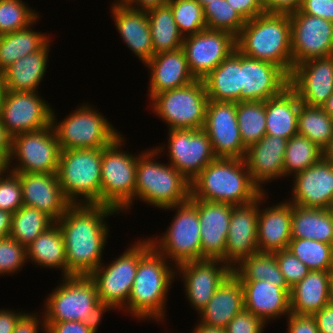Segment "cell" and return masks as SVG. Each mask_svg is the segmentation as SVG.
I'll list each match as a JSON object with an SVG mask.
<instances>
[{"mask_svg": "<svg viewBox=\"0 0 333 333\" xmlns=\"http://www.w3.org/2000/svg\"><path fill=\"white\" fill-rule=\"evenodd\" d=\"M118 215L107 205H70L56 221L65 242L67 277L89 276L104 261L110 237L107 219Z\"/></svg>", "mask_w": 333, "mask_h": 333, "instance_id": "6da1fadb", "label": "cell"}, {"mask_svg": "<svg viewBox=\"0 0 333 333\" xmlns=\"http://www.w3.org/2000/svg\"><path fill=\"white\" fill-rule=\"evenodd\" d=\"M232 273L233 269L222 260H195L176 267V280L183 282L186 301L198 314Z\"/></svg>", "mask_w": 333, "mask_h": 333, "instance_id": "e0dca14e", "label": "cell"}, {"mask_svg": "<svg viewBox=\"0 0 333 333\" xmlns=\"http://www.w3.org/2000/svg\"><path fill=\"white\" fill-rule=\"evenodd\" d=\"M298 134L307 137L320 149H324L333 136V119L322 107L300 105Z\"/></svg>", "mask_w": 333, "mask_h": 333, "instance_id": "7bdbcfd3", "label": "cell"}, {"mask_svg": "<svg viewBox=\"0 0 333 333\" xmlns=\"http://www.w3.org/2000/svg\"><path fill=\"white\" fill-rule=\"evenodd\" d=\"M197 324L195 323V327L190 333H227L225 328H219V327H211L208 325H205L203 323H200L198 320Z\"/></svg>", "mask_w": 333, "mask_h": 333, "instance_id": "003e7915", "label": "cell"}, {"mask_svg": "<svg viewBox=\"0 0 333 333\" xmlns=\"http://www.w3.org/2000/svg\"><path fill=\"white\" fill-rule=\"evenodd\" d=\"M167 133V144L159 143L154 148L161 156L167 152L168 163L190 182L217 158L204 129L168 130Z\"/></svg>", "mask_w": 333, "mask_h": 333, "instance_id": "4fadbf2b", "label": "cell"}, {"mask_svg": "<svg viewBox=\"0 0 333 333\" xmlns=\"http://www.w3.org/2000/svg\"><path fill=\"white\" fill-rule=\"evenodd\" d=\"M208 95L203 80L154 95L148 102L167 130L203 129Z\"/></svg>", "mask_w": 333, "mask_h": 333, "instance_id": "7c38bea8", "label": "cell"}, {"mask_svg": "<svg viewBox=\"0 0 333 333\" xmlns=\"http://www.w3.org/2000/svg\"><path fill=\"white\" fill-rule=\"evenodd\" d=\"M278 266L287 285L292 288L309 272V268L302 263L290 250L283 249L274 252Z\"/></svg>", "mask_w": 333, "mask_h": 333, "instance_id": "816d5d0a", "label": "cell"}, {"mask_svg": "<svg viewBox=\"0 0 333 333\" xmlns=\"http://www.w3.org/2000/svg\"><path fill=\"white\" fill-rule=\"evenodd\" d=\"M245 20H250L264 14L261 0H226Z\"/></svg>", "mask_w": 333, "mask_h": 333, "instance_id": "680465c9", "label": "cell"}, {"mask_svg": "<svg viewBox=\"0 0 333 333\" xmlns=\"http://www.w3.org/2000/svg\"><path fill=\"white\" fill-rule=\"evenodd\" d=\"M10 154L11 151L0 150V174H9L11 172Z\"/></svg>", "mask_w": 333, "mask_h": 333, "instance_id": "a7ac6f4b", "label": "cell"}, {"mask_svg": "<svg viewBox=\"0 0 333 333\" xmlns=\"http://www.w3.org/2000/svg\"><path fill=\"white\" fill-rule=\"evenodd\" d=\"M243 286L244 309L250 311L266 325L290 312L289 293L265 280H239ZM284 316V317H283ZM272 320V321H271Z\"/></svg>", "mask_w": 333, "mask_h": 333, "instance_id": "f546056e", "label": "cell"}, {"mask_svg": "<svg viewBox=\"0 0 333 333\" xmlns=\"http://www.w3.org/2000/svg\"><path fill=\"white\" fill-rule=\"evenodd\" d=\"M287 139L278 136L265 135L257 143L246 150L244 161L251 174L252 181L267 192L268 183L283 179V163Z\"/></svg>", "mask_w": 333, "mask_h": 333, "instance_id": "4316f807", "label": "cell"}, {"mask_svg": "<svg viewBox=\"0 0 333 333\" xmlns=\"http://www.w3.org/2000/svg\"><path fill=\"white\" fill-rule=\"evenodd\" d=\"M189 70L196 80H203L236 47V37L223 30L204 29L184 37L182 43Z\"/></svg>", "mask_w": 333, "mask_h": 333, "instance_id": "ac0fdd59", "label": "cell"}, {"mask_svg": "<svg viewBox=\"0 0 333 333\" xmlns=\"http://www.w3.org/2000/svg\"><path fill=\"white\" fill-rule=\"evenodd\" d=\"M323 157V150L307 137L296 134L287 140L283 163L284 179L315 165Z\"/></svg>", "mask_w": 333, "mask_h": 333, "instance_id": "ee69618b", "label": "cell"}, {"mask_svg": "<svg viewBox=\"0 0 333 333\" xmlns=\"http://www.w3.org/2000/svg\"><path fill=\"white\" fill-rule=\"evenodd\" d=\"M140 151L136 169L135 200L153 208H164L184 203L190 199L191 184L177 169L154 148Z\"/></svg>", "mask_w": 333, "mask_h": 333, "instance_id": "5b68a950", "label": "cell"}, {"mask_svg": "<svg viewBox=\"0 0 333 333\" xmlns=\"http://www.w3.org/2000/svg\"><path fill=\"white\" fill-rule=\"evenodd\" d=\"M60 147L52 125L12 137L13 173H57Z\"/></svg>", "mask_w": 333, "mask_h": 333, "instance_id": "5bb4252c", "label": "cell"}, {"mask_svg": "<svg viewBox=\"0 0 333 333\" xmlns=\"http://www.w3.org/2000/svg\"><path fill=\"white\" fill-rule=\"evenodd\" d=\"M329 271H310L290 291V312L313 316L329 304Z\"/></svg>", "mask_w": 333, "mask_h": 333, "instance_id": "d6a6232c", "label": "cell"}, {"mask_svg": "<svg viewBox=\"0 0 333 333\" xmlns=\"http://www.w3.org/2000/svg\"><path fill=\"white\" fill-rule=\"evenodd\" d=\"M332 218H333V202L330 204L329 208H328Z\"/></svg>", "mask_w": 333, "mask_h": 333, "instance_id": "11e5206c", "label": "cell"}, {"mask_svg": "<svg viewBox=\"0 0 333 333\" xmlns=\"http://www.w3.org/2000/svg\"><path fill=\"white\" fill-rule=\"evenodd\" d=\"M196 1L204 8L206 5L216 0H196Z\"/></svg>", "mask_w": 333, "mask_h": 333, "instance_id": "34e18365", "label": "cell"}, {"mask_svg": "<svg viewBox=\"0 0 333 333\" xmlns=\"http://www.w3.org/2000/svg\"><path fill=\"white\" fill-rule=\"evenodd\" d=\"M144 67L150 72L148 100L156 94L184 87L196 80L189 70L182 47L155 54Z\"/></svg>", "mask_w": 333, "mask_h": 333, "instance_id": "f1b7e54d", "label": "cell"}, {"mask_svg": "<svg viewBox=\"0 0 333 333\" xmlns=\"http://www.w3.org/2000/svg\"><path fill=\"white\" fill-rule=\"evenodd\" d=\"M176 267L151 247L140 259L126 306L121 310L137 321L165 322L168 295ZM157 321V322H156Z\"/></svg>", "mask_w": 333, "mask_h": 333, "instance_id": "7a4b0ae2", "label": "cell"}, {"mask_svg": "<svg viewBox=\"0 0 333 333\" xmlns=\"http://www.w3.org/2000/svg\"><path fill=\"white\" fill-rule=\"evenodd\" d=\"M203 82L209 100L241 102V52L233 51Z\"/></svg>", "mask_w": 333, "mask_h": 333, "instance_id": "836d02e7", "label": "cell"}, {"mask_svg": "<svg viewBox=\"0 0 333 333\" xmlns=\"http://www.w3.org/2000/svg\"><path fill=\"white\" fill-rule=\"evenodd\" d=\"M285 319H287L286 333H319L313 316L290 313Z\"/></svg>", "mask_w": 333, "mask_h": 333, "instance_id": "11a10c76", "label": "cell"}, {"mask_svg": "<svg viewBox=\"0 0 333 333\" xmlns=\"http://www.w3.org/2000/svg\"><path fill=\"white\" fill-rule=\"evenodd\" d=\"M0 150L11 151L12 150V136L8 133L5 126L0 121Z\"/></svg>", "mask_w": 333, "mask_h": 333, "instance_id": "03108f58", "label": "cell"}, {"mask_svg": "<svg viewBox=\"0 0 333 333\" xmlns=\"http://www.w3.org/2000/svg\"><path fill=\"white\" fill-rule=\"evenodd\" d=\"M207 29L223 30L237 37L246 20L226 0H216L204 7Z\"/></svg>", "mask_w": 333, "mask_h": 333, "instance_id": "7dc6e473", "label": "cell"}, {"mask_svg": "<svg viewBox=\"0 0 333 333\" xmlns=\"http://www.w3.org/2000/svg\"><path fill=\"white\" fill-rule=\"evenodd\" d=\"M289 86L301 103L322 107L333 93V56L309 59L296 65Z\"/></svg>", "mask_w": 333, "mask_h": 333, "instance_id": "ffe728a7", "label": "cell"}, {"mask_svg": "<svg viewBox=\"0 0 333 333\" xmlns=\"http://www.w3.org/2000/svg\"><path fill=\"white\" fill-rule=\"evenodd\" d=\"M27 262L25 246L10 236L0 239V277L20 273Z\"/></svg>", "mask_w": 333, "mask_h": 333, "instance_id": "681fc988", "label": "cell"}, {"mask_svg": "<svg viewBox=\"0 0 333 333\" xmlns=\"http://www.w3.org/2000/svg\"><path fill=\"white\" fill-rule=\"evenodd\" d=\"M24 0H0V35L28 27L40 15Z\"/></svg>", "mask_w": 333, "mask_h": 333, "instance_id": "c3c4849f", "label": "cell"}, {"mask_svg": "<svg viewBox=\"0 0 333 333\" xmlns=\"http://www.w3.org/2000/svg\"><path fill=\"white\" fill-rule=\"evenodd\" d=\"M102 148L61 150L57 177L71 205L101 204Z\"/></svg>", "mask_w": 333, "mask_h": 333, "instance_id": "ba28073f", "label": "cell"}, {"mask_svg": "<svg viewBox=\"0 0 333 333\" xmlns=\"http://www.w3.org/2000/svg\"><path fill=\"white\" fill-rule=\"evenodd\" d=\"M175 211L172 221L160 236L147 237L152 247L175 267L201 260V235L197 207L190 201L164 208Z\"/></svg>", "mask_w": 333, "mask_h": 333, "instance_id": "8fae6325", "label": "cell"}, {"mask_svg": "<svg viewBox=\"0 0 333 333\" xmlns=\"http://www.w3.org/2000/svg\"><path fill=\"white\" fill-rule=\"evenodd\" d=\"M167 4L183 37L207 28L204 8L196 0H169Z\"/></svg>", "mask_w": 333, "mask_h": 333, "instance_id": "bcb514c9", "label": "cell"}, {"mask_svg": "<svg viewBox=\"0 0 333 333\" xmlns=\"http://www.w3.org/2000/svg\"><path fill=\"white\" fill-rule=\"evenodd\" d=\"M130 8L147 11L158 6L166 5L169 0H121Z\"/></svg>", "mask_w": 333, "mask_h": 333, "instance_id": "be15d7a7", "label": "cell"}, {"mask_svg": "<svg viewBox=\"0 0 333 333\" xmlns=\"http://www.w3.org/2000/svg\"><path fill=\"white\" fill-rule=\"evenodd\" d=\"M289 17L293 68L309 59L333 56V22L300 10Z\"/></svg>", "mask_w": 333, "mask_h": 333, "instance_id": "2e32d148", "label": "cell"}, {"mask_svg": "<svg viewBox=\"0 0 333 333\" xmlns=\"http://www.w3.org/2000/svg\"><path fill=\"white\" fill-rule=\"evenodd\" d=\"M289 199L293 205L328 209L333 202V164L323 157L311 167L294 175ZM292 195V196H291Z\"/></svg>", "mask_w": 333, "mask_h": 333, "instance_id": "603a6c76", "label": "cell"}, {"mask_svg": "<svg viewBox=\"0 0 333 333\" xmlns=\"http://www.w3.org/2000/svg\"><path fill=\"white\" fill-rule=\"evenodd\" d=\"M290 250L310 271H333V245L312 239H291Z\"/></svg>", "mask_w": 333, "mask_h": 333, "instance_id": "f6af8a7d", "label": "cell"}, {"mask_svg": "<svg viewBox=\"0 0 333 333\" xmlns=\"http://www.w3.org/2000/svg\"><path fill=\"white\" fill-rule=\"evenodd\" d=\"M97 328L80 321L46 322V333H97Z\"/></svg>", "mask_w": 333, "mask_h": 333, "instance_id": "6f0895ef", "label": "cell"}, {"mask_svg": "<svg viewBox=\"0 0 333 333\" xmlns=\"http://www.w3.org/2000/svg\"><path fill=\"white\" fill-rule=\"evenodd\" d=\"M20 179L23 205L59 220L71 205L65 198L57 173H15Z\"/></svg>", "mask_w": 333, "mask_h": 333, "instance_id": "83f0119b", "label": "cell"}, {"mask_svg": "<svg viewBox=\"0 0 333 333\" xmlns=\"http://www.w3.org/2000/svg\"><path fill=\"white\" fill-rule=\"evenodd\" d=\"M329 304L333 305V271L330 277Z\"/></svg>", "mask_w": 333, "mask_h": 333, "instance_id": "753ad0ef", "label": "cell"}, {"mask_svg": "<svg viewBox=\"0 0 333 333\" xmlns=\"http://www.w3.org/2000/svg\"><path fill=\"white\" fill-rule=\"evenodd\" d=\"M323 158L333 164V136L329 144L323 149Z\"/></svg>", "mask_w": 333, "mask_h": 333, "instance_id": "89a4df30", "label": "cell"}, {"mask_svg": "<svg viewBox=\"0 0 333 333\" xmlns=\"http://www.w3.org/2000/svg\"><path fill=\"white\" fill-rule=\"evenodd\" d=\"M299 10L333 22V0H303Z\"/></svg>", "mask_w": 333, "mask_h": 333, "instance_id": "9f6ffc18", "label": "cell"}, {"mask_svg": "<svg viewBox=\"0 0 333 333\" xmlns=\"http://www.w3.org/2000/svg\"><path fill=\"white\" fill-rule=\"evenodd\" d=\"M203 129L217 158L244 159L247 148L240 137L236 102L208 100Z\"/></svg>", "mask_w": 333, "mask_h": 333, "instance_id": "d6986e66", "label": "cell"}, {"mask_svg": "<svg viewBox=\"0 0 333 333\" xmlns=\"http://www.w3.org/2000/svg\"><path fill=\"white\" fill-rule=\"evenodd\" d=\"M0 308V333H13L18 320L27 312Z\"/></svg>", "mask_w": 333, "mask_h": 333, "instance_id": "94428289", "label": "cell"}, {"mask_svg": "<svg viewBox=\"0 0 333 333\" xmlns=\"http://www.w3.org/2000/svg\"><path fill=\"white\" fill-rule=\"evenodd\" d=\"M190 184L192 198L233 206L249 204L263 194L244 159L238 158H216Z\"/></svg>", "mask_w": 333, "mask_h": 333, "instance_id": "3957f363", "label": "cell"}, {"mask_svg": "<svg viewBox=\"0 0 333 333\" xmlns=\"http://www.w3.org/2000/svg\"><path fill=\"white\" fill-rule=\"evenodd\" d=\"M5 92H6V87H5V83H4L3 74L0 72V106L3 102Z\"/></svg>", "mask_w": 333, "mask_h": 333, "instance_id": "8c879c8a", "label": "cell"}, {"mask_svg": "<svg viewBox=\"0 0 333 333\" xmlns=\"http://www.w3.org/2000/svg\"><path fill=\"white\" fill-rule=\"evenodd\" d=\"M266 325L246 309L239 312L226 326L227 333H264Z\"/></svg>", "mask_w": 333, "mask_h": 333, "instance_id": "f5cc1de1", "label": "cell"}, {"mask_svg": "<svg viewBox=\"0 0 333 333\" xmlns=\"http://www.w3.org/2000/svg\"><path fill=\"white\" fill-rule=\"evenodd\" d=\"M290 76L274 63L241 53V101H266L289 87Z\"/></svg>", "mask_w": 333, "mask_h": 333, "instance_id": "44dd1931", "label": "cell"}, {"mask_svg": "<svg viewBox=\"0 0 333 333\" xmlns=\"http://www.w3.org/2000/svg\"><path fill=\"white\" fill-rule=\"evenodd\" d=\"M233 274L239 280H265L284 288L289 294L291 291L280 271L274 253L256 252L250 255L233 268Z\"/></svg>", "mask_w": 333, "mask_h": 333, "instance_id": "ab89813d", "label": "cell"}, {"mask_svg": "<svg viewBox=\"0 0 333 333\" xmlns=\"http://www.w3.org/2000/svg\"><path fill=\"white\" fill-rule=\"evenodd\" d=\"M27 260L35 267L59 269L60 277H67L65 242L57 222L26 246Z\"/></svg>", "mask_w": 333, "mask_h": 333, "instance_id": "d590c367", "label": "cell"}, {"mask_svg": "<svg viewBox=\"0 0 333 333\" xmlns=\"http://www.w3.org/2000/svg\"><path fill=\"white\" fill-rule=\"evenodd\" d=\"M75 108L60 121L55 108L52 111L51 125L61 150L104 148L122 134L93 103Z\"/></svg>", "mask_w": 333, "mask_h": 333, "instance_id": "9c48e42d", "label": "cell"}, {"mask_svg": "<svg viewBox=\"0 0 333 333\" xmlns=\"http://www.w3.org/2000/svg\"><path fill=\"white\" fill-rule=\"evenodd\" d=\"M7 174H0V180Z\"/></svg>", "mask_w": 333, "mask_h": 333, "instance_id": "2a66077c", "label": "cell"}, {"mask_svg": "<svg viewBox=\"0 0 333 333\" xmlns=\"http://www.w3.org/2000/svg\"><path fill=\"white\" fill-rule=\"evenodd\" d=\"M55 222L45 212L23 205L12 214L9 236L26 247Z\"/></svg>", "mask_w": 333, "mask_h": 333, "instance_id": "60d3db41", "label": "cell"}, {"mask_svg": "<svg viewBox=\"0 0 333 333\" xmlns=\"http://www.w3.org/2000/svg\"><path fill=\"white\" fill-rule=\"evenodd\" d=\"M12 213L0 210V239L8 237L11 232Z\"/></svg>", "mask_w": 333, "mask_h": 333, "instance_id": "e7e4bbea", "label": "cell"}, {"mask_svg": "<svg viewBox=\"0 0 333 333\" xmlns=\"http://www.w3.org/2000/svg\"><path fill=\"white\" fill-rule=\"evenodd\" d=\"M268 192L259 197L257 244L259 252L288 249L291 240L292 203L286 198L269 206ZM263 205V206H262Z\"/></svg>", "mask_w": 333, "mask_h": 333, "instance_id": "d4e9b609", "label": "cell"}, {"mask_svg": "<svg viewBox=\"0 0 333 333\" xmlns=\"http://www.w3.org/2000/svg\"><path fill=\"white\" fill-rule=\"evenodd\" d=\"M244 309L243 286L232 273L215 291L208 304L198 313V321L211 327L226 328Z\"/></svg>", "mask_w": 333, "mask_h": 333, "instance_id": "4dcf8cb0", "label": "cell"}, {"mask_svg": "<svg viewBox=\"0 0 333 333\" xmlns=\"http://www.w3.org/2000/svg\"><path fill=\"white\" fill-rule=\"evenodd\" d=\"M319 333H333V305L328 304L313 315Z\"/></svg>", "mask_w": 333, "mask_h": 333, "instance_id": "6125c7cd", "label": "cell"}, {"mask_svg": "<svg viewBox=\"0 0 333 333\" xmlns=\"http://www.w3.org/2000/svg\"><path fill=\"white\" fill-rule=\"evenodd\" d=\"M198 210L201 235V260H222L225 249L233 205L220 202L189 199Z\"/></svg>", "mask_w": 333, "mask_h": 333, "instance_id": "7402d4cb", "label": "cell"}, {"mask_svg": "<svg viewBox=\"0 0 333 333\" xmlns=\"http://www.w3.org/2000/svg\"><path fill=\"white\" fill-rule=\"evenodd\" d=\"M322 109L333 119V93L327 98Z\"/></svg>", "mask_w": 333, "mask_h": 333, "instance_id": "2644e50d", "label": "cell"}, {"mask_svg": "<svg viewBox=\"0 0 333 333\" xmlns=\"http://www.w3.org/2000/svg\"><path fill=\"white\" fill-rule=\"evenodd\" d=\"M39 16L28 27L0 35V72L25 55L42 49L50 40L52 33L35 30Z\"/></svg>", "mask_w": 333, "mask_h": 333, "instance_id": "8d00e7d4", "label": "cell"}, {"mask_svg": "<svg viewBox=\"0 0 333 333\" xmlns=\"http://www.w3.org/2000/svg\"><path fill=\"white\" fill-rule=\"evenodd\" d=\"M38 92L6 90L0 106V121L12 137L51 125L53 106Z\"/></svg>", "mask_w": 333, "mask_h": 333, "instance_id": "9a60e30c", "label": "cell"}, {"mask_svg": "<svg viewBox=\"0 0 333 333\" xmlns=\"http://www.w3.org/2000/svg\"><path fill=\"white\" fill-rule=\"evenodd\" d=\"M258 215L259 198L249 204L232 208L225 249V263L232 269L243 259L259 252Z\"/></svg>", "mask_w": 333, "mask_h": 333, "instance_id": "cb8c5ba5", "label": "cell"}, {"mask_svg": "<svg viewBox=\"0 0 333 333\" xmlns=\"http://www.w3.org/2000/svg\"><path fill=\"white\" fill-rule=\"evenodd\" d=\"M154 55L182 47L180 33L168 4L147 10Z\"/></svg>", "mask_w": 333, "mask_h": 333, "instance_id": "f35d334b", "label": "cell"}, {"mask_svg": "<svg viewBox=\"0 0 333 333\" xmlns=\"http://www.w3.org/2000/svg\"><path fill=\"white\" fill-rule=\"evenodd\" d=\"M142 238L134 239L122 254L107 264L103 261L89 275L96 284L99 300L108 311L121 312L129 300L139 259L152 247L147 236Z\"/></svg>", "mask_w": 333, "mask_h": 333, "instance_id": "30bf717a", "label": "cell"}, {"mask_svg": "<svg viewBox=\"0 0 333 333\" xmlns=\"http://www.w3.org/2000/svg\"><path fill=\"white\" fill-rule=\"evenodd\" d=\"M60 279L56 288L44 298L45 322L80 321L98 329L109 311L98 298L95 282L89 276Z\"/></svg>", "mask_w": 333, "mask_h": 333, "instance_id": "8992f818", "label": "cell"}, {"mask_svg": "<svg viewBox=\"0 0 333 333\" xmlns=\"http://www.w3.org/2000/svg\"><path fill=\"white\" fill-rule=\"evenodd\" d=\"M266 13L290 14L300 9L303 0H261Z\"/></svg>", "mask_w": 333, "mask_h": 333, "instance_id": "91938a15", "label": "cell"}, {"mask_svg": "<svg viewBox=\"0 0 333 333\" xmlns=\"http://www.w3.org/2000/svg\"><path fill=\"white\" fill-rule=\"evenodd\" d=\"M236 47L244 56L274 63L290 76L293 56L289 14L265 12L246 20L236 37Z\"/></svg>", "mask_w": 333, "mask_h": 333, "instance_id": "277c9868", "label": "cell"}, {"mask_svg": "<svg viewBox=\"0 0 333 333\" xmlns=\"http://www.w3.org/2000/svg\"><path fill=\"white\" fill-rule=\"evenodd\" d=\"M126 135L120 134L102 148L101 205L127 214L135 203L138 154L125 151Z\"/></svg>", "mask_w": 333, "mask_h": 333, "instance_id": "52a82bcc", "label": "cell"}, {"mask_svg": "<svg viewBox=\"0 0 333 333\" xmlns=\"http://www.w3.org/2000/svg\"><path fill=\"white\" fill-rule=\"evenodd\" d=\"M301 101L289 86L281 94L266 100V135L290 139L298 134Z\"/></svg>", "mask_w": 333, "mask_h": 333, "instance_id": "e575fe53", "label": "cell"}, {"mask_svg": "<svg viewBox=\"0 0 333 333\" xmlns=\"http://www.w3.org/2000/svg\"><path fill=\"white\" fill-rule=\"evenodd\" d=\"M241 140L246 148L266 135V101L236 102Z\"/></svg>", "mask_w": 333, "mask_h": 333, "instance_id": "b9f144b4", "label": "cell"}, {"mask_svg": "<svg viewBox=\"0 0 333 333\" xmlns=\"http://www.w3.org/2000/svg\"><path fill=\"white\" fill-rule=\"evenodd\" d=\"M41 314V315H40ZM46 333L44 315L39 310L26 312L17 322L13 333Z\"/></svg>", "mask_w": 333, "mask_h": 333, "instance_id": "db71d44e", "label": "cell"}, {"mask_svg": "<svg viewBox=\"0 0 333 333\" xmlns=\"http://www.w3.org/2000/svg\"><path fill=\"white\" fill-rule=\"evenodd\" d=\"M300 238L333 245V218L329 210L292 204L291 239Z\"/></svg>", "mask_w": 333, "mask_h": 333, "instance_id": "74e56055", "label": "cell"}, {"mask_svg": "<svg viewBox=\"0 0 333 333\" xmlns=\"http://www.w3.org/2000/svg\"><path fill=\"white\" fill-rule=\"evenodd\" d=\"M109 8L122 41L144 65L154 56L147 11L130 8L121 0L112 1Z\"/></svg>", "mask_w": 333, "mask_h": 333, "instance_id": "484cf974", "label": "cell"}, {"mask_svg": "<svg viewBox=\"0 0 333 333\" xmlns=\"http://www.w3.org/2000/svg\"><path fill=\"white\" fill-rule=\"evenodd\" d=\"M52 39L40 50L25 55L2 72L7 91H39L49 67Z\"/></svg>", "mask_w": 333, "mask_h": 333, "instance_id": "1f68e13d", "label": "cell"}, {"mask_svg": "<svg viewBox=\"0 0 333 333\" xmlns=\"http://www.w3.org/2000/svg\"><path fill=\"white\" fill-rule=\"evenodd\" d=\"M22 206L20 179L17 174L10 172L0 180V210L13 214Z\"/></svg>", "mask_w": 333, "mask_h": 333, "instance_id": "f907efd6", "label": "cell"}]
</instances>
